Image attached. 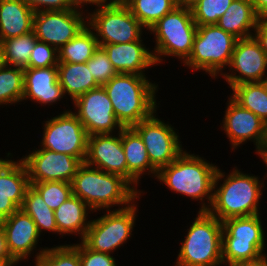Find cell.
I'll return each mask as SVG.
<instances>
[{"instance_id": "cell-18", "label": "cell", "mask_w": 267, "mask_h": 266, "mask_svg": "<svg viewBox=\"0 0 267 266\" xmlns=\"http://www.w3.org/2000/svg\"><path fill=\"white\" fill-rule=\"evenodd\" d=\"M114 134L88 136L84 163L127 180V162L122 146V130Z\"/></svg>"}, {"instance_id": "cell-9", "label": "cell", "mask_w": 267, "mask_h": 266, "mask_svg": "<svg viewBox=\"0 0 267 266\" xmlns=\"http://www.w3.org/2000/svg\"><path fill=\"white\" fill-rule=\"evenodd\" d=\"M96 8L88 13L87 25L96 32L99 45L143 40L146 28L121 0H104Z\"/></svg>"}, {"instance_id": "cell-38", "label": "cell", "mask_w": 267, "mask_h": 266, "mask_svg": "<svg viewBox=\"0 0 267 266\" xmlns=\"http://www.w3.org/2000/svg\"><path fill=\"white\" fill-rule=\"evenodd\" d=\"M58 50L47 43L37 41L30 53L28 67L46 68L58 65Z\"/></svg>"}, {"instance_id": "cell-37", "label": "cell", "mask_w": 267, "mask_h": 266, "mask_svg": "<svg viewBox=\"0 0 267 266\" xmlns=\"http://www.w3.org/2000/svg\"><path fill=\"white\" fill-rule=\"evenodd\" d=\"M87 66L90 68L94 79L100 86H103L118 74L110 62L107 53L100 46L87 61Z\"/></svg>"}, {"instance_id": "cell-39", "label": "cell", "mask_w": 267, "mask_h": 266, "mask_svg": "<svg viewBox=\"0 0 267 266\" xmlns=\"http://www.w3.org/2000/svg\"><path fill=\"white\" fill-rule=\"evenodd\" d=\"M72 246L79 252L81 266H117L111 254L89 249L82 241Z\"/></svg>"}, {"instance_id": "cell-27", "label": "cell", "mask_w": 267, "mask_h": 266, "mask_svg": "<svg viewBox=\"0 0 267 266\" xmlns=\"http://www.w3.org/2000/svg\"><path fill=\"white\" fill-rule=\"evenodd\" d=\"M57 67L59 83L65 96L69 95L72 102L89 90L100 87L88 68L87 62H59Z\"/></svg>"}, {"instance_id": "cell-51", "label": "cell", "mask_w": 267, "mask_h": 266, "mask_svg": "<svg viewBox=\"0 0 267 266\" xmlns=\"http://www.w3.org/2000/svg\"><path fill=\"white\" fill-rule=\"evenodd\" d=\"M267 254H265L264 256H263V258H262V260H261V264L263 265V266H267V256H266Z\"/></svg>"}, {"instance_id": "cell-29", "label": "cell", "mask_w": 267, "mask_h": 266, "mask_svg": "<svg viewBox=\"0 0 267 266\" xmlns=\"http://www.w3.org/2000/svg\"><path fill=\"white\" fill-rule=\"evenodd\" d=\"M230 96L241 107L253 112L267 124V84L265 82L242 83L232 88Z\"/></svg>"}, {"instance_id": "cell-13", "label": "cell", "mask_w": 267, "mask_h": 266, "mask_svg": "<svg viewBox=\"0 0 267 266\" xmlns=\"http://www.w3.org/2000/svg\"><path fill=\"white\" fill-rule=\"evenodd\" d=\"M228 70L231 73L225 72L221 76L230 88L242 83L265 81L267 54L254 36L237 39Z\"/></svg>"}, {"instance_id": "cell-47", "label": "cell", "mask_w": 267, "mask_h": 266, "mask_svg": "<svg viewBox=\"0 0 267 266\" xmlns=\"http://www.w3.org/2000/svg\"><path fill=\"white\" fill-rule=\"evenodd\" d=\"M199 0H179V4L191 8Z\"/></svg>"}, {"instance_id": "cell-31", "label": "cell", "mask_w": 267, "mask_h": 266, "mask_svg": "<svg viewBox=\"0 0 267 266\" xmlns=\"http://www.w3.org/2000/svg\"><path fill=\"white\" fill-rule=\"evenodd\" d=\"M149 30L158 20L179 6V0H121Z\"/></svg>"}, {"instance_id": "cell-21", "label": "cell", "mask_w": 267, "mask_h": 266, "mask_svg": "<svg viewBox=\"0 0 267 266\" xmlns=\"http://www.w3.org/2000/svg\"><path fill=\"white\" fill-rule=\"evenodd\" d=\"M142 41L99 46L105 50L117 73L145 75V70L156 66V62L152 50Z\"/></svg>"}, {"instance_id": "cell-19", "label": "cell", "mask_w": 267, "mask_h": 266, "mask_svg": "<svg viewBox=\"0 0 267 266\" xmlns=\"http://www.w3.org/2000/svg\"><path fill=\"white\" fill-rule=\"evenodd\" d=\"M5 232L6 244L11 257L17 262L27 260L36 250L40 233L32 218L18 209L10 217L0 221Z\"/></svg>"}, {"instance_id": "cell-2", "label": "cell", "mask_w": 267, "mask_h": 266, "mask_svg": "<svg viewBox=\"0 0 267 266\" xmlns=\"http://www.w3.org/2000/svg\"><path fill=\"white\" fill-rule=\"evenodd\" d=\"M147 78L146 75L118 73L103 85L123 128L133 127L158 109L155 98L158 84Z\"/></svg>"}, {"instance_id": "cell-15", "label": "cell", "mask_w": 267, "mask_h": 266, "mask_svg": "<svg viewBox=\"0 0 267 266\" xmlns=\"http://www.w3.org/2000/svg\"><path fill=\"white\" fill-rule=\"evenodd\" d=\"M83 13L72 9L35 12L33 31L37 40L60 49L87 25V14Z\"/></svg>"}, {"instance_id": "cell-49", "label": "cell", "mask_w": 267, "mask_h": 266, "mask_svg": "<svg viewBox=\"0 0 267 266\" xmlns=\"http://www.w3.org/2000/svg\"><path fill=\"white\" fill-rule=\"evenodd\" d=\"M5 65L4 63V58H3V51L2 48L0 46V69Z\"/></svg>"}, {"instance_id": "cell-4", "label": "cell", "mask_w": 267, "mask_h": 266, "mask_svg": "<svg viewBox=\"0 0 267 266\" xmlns=\"http://www.w3.org/2000/svg\"><path fill=\"white\" fill-rule=\"evenodd\" d=\"M218 168L203 157L189 154L184 150L171 164L162 167L156 178L171 191L187 196L193 201L200 200L202 203L199 211H208L213 201Z\"/></svg>"}, {"instance_id": "cell-5", "label": "cell", "mask_w": 267, "mask_h": 266, "mask_svg": "<svg viewBox=\"0 0 267 266\" xmlns=\"http://www.w3.org/2000/svg\"><path fill=\"white\" fill-rule=\"evenodd\" d=\"M222 222L208 211H198L181 241L175 266H220L222 261Z\"/></svg>"}, {"instance_id": "cell-10", "label": "cell", "mask_w": 267, "mask_h": 266, "mask_svg": "<svg viewBox=\"0 0 267 266\" xmlns=\"http://www.w3.org/2000/svg\"><path fill=\"white\" fill-rule=\"evenodd\" d=\"M137 211L135 202L123 209L105 210L100 218L91 220L85 236L80 241L94 251L113 253L132 237Z\"/></svg>"}, {"instance_id": "cell-7", "label": "cell", "mask_w": 267, "mask_h": 266, "mask_svg": "<svg viewBox=\"0 0 267 266\" xmlns=\"http://www.w3.org/2000/svg\"><path fill=\"white\" fill-rule=\"evenodd\" d=\"M148 31L154 35L156 41L152 50L156 65L161 64L162 58L166 56H174L184 63L191 54L197 25L191 8L179 5Z\"/></svg>"}, {"instance_id": "cell-50", "label": "cell", "mask_w": 267, "mask_h": 266, "mask_svg": "<svg viewBox=\"0 0 267 266\" xmlns=\"http://www.w3.org/2000/svg\"><path fill=\"white\" fill-rule=\"evenodd\" d=\"M17 262H0V266H15Z\"/></svg>"}, {"instance_id": "cell-11", "label": "cell", "mask_w": 267, "mask_h": 266, "mask_svg": "<svg viewBox=\"0 0 267 266\" xmlns=\"http://www.w3.org/2000/svg\"><path fill=\"white\" fill-rule=\"evenodd\" d=\"M43 124L41 148L77 157L84 163L88 134L73 111H63Z\"/></svg>"}, {"instance_id": "cell-41", "label": "cell", "mask_w": 267, "mask_h": 266, "mask_svg": "<svg viewBox=\"0 0 267 266\" xmlns=\"http://www.w3.org/2000/svg\"><path fill=\"white\" fill-rule=\"evenodd\" d=\"M253 36L259 42L264 52L267 54V17H262L259 19Z\"/></svg>"}, {"instance_id": "cell-17", "label": "cell", "mask_w": 267, "mask_h": 266, "mask_svg": "<svg viewBox=\"0 0 267 266\" xmlns=\"http://www.w3.org/2000/svg\"><path fill=\"white\" fill-rule=\"evenodd\" d=\"M39 148L21 158L26 165L29 182L63 181L72 183L82 162L77 157L68 154Z\"/></svg>"}, {"instance_id": "cell-6", "label": "cell", "mask_w": 267, "mask_h": 266, "mask_svg": "<svg viewBox=\"0 0 267 266\" xmlns=\"http://www.w3.org/2000/svg\"><path fill=\"white\" fill-rule=\"evenodd\" d=\"M260 215L222 221L223 265L256 263L262 260L266 254L263 252L266 239Z\"/></svg>"}, {"instance_id": "cell-8", "label": "cell", "mask_w": 267, "mask_h": 266, "mask_svg": "<svg viewBox=\"0 0 267 266\" xmlns=\"http://www.w3.org/2000/svg\"><path fill=\"white\" fill-rule=\"evenodd\" d=\"M236 41L217 24L197 26L191 54L183 64L191 71L202 70L216 79L229 66Z\"/></svg>"}, {"instance_id": "cell-43", "label": "cell", "mask_w": 267, "mask_h": 266, "mask_svg": "<svg viewBox=\"0 0 267 266\" xmlns=\"http://www.w3.org/2000/svg\"><path fill=\"white\" fill-rule=\"evenodd\" d=\"M68 7L72 10L83 12L81 8L84 9V5H95L96 7L100 5L104 0H66ZM82 6V7H81ZM82 10V11H81Z\"/></svg>"}, {"instance_id": "cell-22", "label": "cell", "mask_w": 267, "mask_h": 266, "mask_svg": "<svg viewBox=\"0 0 267 266\" xmlns=\"http://www.w3.org/2000/svg\"><path fill=\"white\" fill-rule=\"evenodd\" d=\"M29 186L28 171L22 159L0 175V221L20 209Z\"/></svg>"}, {"instance_id": "cell-34", "label": "cell", "mask_w": 267, "mask_h": 266, "mask_svg": "<svg viewBox=\"0 0 267 266\" xmlns=\"http://www.w3.org/2000/svg\"><path fill=\"white\" fill-rule=\"evenodd\" d=\"M39 250L35 257V266H81L79 252L72 244L45 247Z\"/></svg>"}, {"instance_id": "cell-30", "label": "cell", "mask_w": 267, "mask_h": 266, "mask_svg": "<svg viewBox=\"0 0 267 266\" xmlns=\"http://www.w3.org/2000/svg\"><path fill=\"white\" fill-rule=\"evenodd\" d=\"M20 209L32 218L40 235L43 233L42 231L58 234L54 210L49 208L32 185L28 187Z\"/></svg>"}, {"instance_id": "cell-52", "label": "cell", "mask_w": 267, "mask_h": 266, "mask_svg": "<svg viewBox=\"0 0 267 266\" xmlns=\"http://www.w3.org/2000/svg\"><path fill=\"white\" fill-rule=\"evenodd\" d=\"M264 147L267 149V139H266V143H265V146Z\"/></svg>"}, {"instance_id": "cell-45", "label": "cell", "mask_w": 267, "mask_h": 266, "mask_svg": "<svg viewBox=\"0 0 267 266\" xmlns=\"http://www.w3.org/2000/svg\"><path fill=\"white\" fill-rule=\"evenodd\" d=\"M16 161L0 158V175L5 173Z\"/></svg>"}, {"instance_id": "cell-46", "label": "cell", "mask_w": 267, "mask_h": 266, "mask_svg": "<svg viewBox=\"0 0 267 266\" xmlns=\"http://www.w3.org/2000/svg\"><path fill=\"white\" fill-rule=\"evenodd\" d=\"M256 154L260 156V158L263 160V163L266 164L265 166H267V149L264 147L263 149L259 150Z\"/></svg>"}, {"instance_id": "cell-25", "label": "cell", "mask_w": 267, "mask_h": 266, "mask_svg": "<svg viewBox=\"0 0 267 266\" xmlns=\"http://www.w3.org/2000/svg\"><path fill=\"white\" fill-rule=\"evenodd\" d=\"M259 19L250 0H233L217 25L237 39H242L253 36Z\"/></svg>"}, {"instance_id": "cell-28", "label": "cell", "mask_w": 267, "mask_h": 266, "mask_svg": "<svg viewBox=\"0 0 267 266\" xmlns=\"http://www.w3.org/2000/svg\"><path fill=\"white\" fill-rule=\"evenodd\" d=\"M98 47L95 32L86 25L73 39L58 49V62L86 63Z\"/></svg>"}, {"instance_id": "cell-14", "label": "cell", "mask_w": 267, "mask_h": 266, "mask_svg": "<svg viewBox=\"0 0 267 266\" xmlns=\"http://www.w3.org/2000/svg\"><path fill=\"white\" fill-rule=\"evenodd\" d=\"M73 104L77 110L73 113L82 122L88 136L115 134L123 129L116 119L112 103L103 86L89 90L73 101Z\"/></svg>"}, {"instance_id": "cell-26", "label": "cell", "mask_w": 267, "mask_h": 266, "mask_svg": "<svg viewBox=\"0 0 267 266\" xmlns=\"http://www.w3.org/2000/svg\"><path fill=\"white\" fill-rule=\"evenodd\" d=\"M92 209L77 196H70L56 210H54L55 222L59 235H78L83 239L91 223L88 221V212Z\"/></svg>"}, {"instance_id": "cell-35", "label": "cell", "mask_w": 267, "mask_h": 266, "mask_svg": "<svg viewBox=\"0 0 267 266\" xmlns=\"http://www.w3.org/2000/svg\"><path fill=\"white\" fill-rule=\"evenodd\" d=\"M233 0H199L192 7L193 19L197 26L217 24Z\"/></svg>"}, {"instance_id": "cell-42", "label": "cell", "mask_w": 267, "mask_h": 266, "mask_svg": "<svg viewBox=\"0 0 267 266\" xmlns=\"http://www.w3.org/2000/svg\"><path fill=\"white\" fill-rule=\"evenodd\" d=\"M0 262H16L10 255L7 244L5 232L0 224Z\"/></svg>"}, {"instance_id": "cell-1", "label": "cell", "mask_w": 267, "mask_h": 266, "mask_svg": "<svg viewBox=\"0 0 267 266\" xmlns=\"http://www.w3.org/2000/svg\"><path fill=\"white\" fill-rule=\"evenodd\" d=\"M219 180L224 182L221 184ZM263 187L264 182L259 180L258 175L244 174L237 167L225 175V172L218 168L213 201L208 212L221 222L229 218L260 214L259 202L262 199Z\"/></svg>"}, {"instance_id": "cell-16", "label": "cell", "mask_w": 267, "mask_h": 266, "mask_svg": "<svg viewBox=\"0 0 267 266\" xmlns=\"http://www.w3.org/2000/svg\"><path fill=\"white\" fill-rule=\"evenodd\" d=\"M221 130L229 138L231 149L235 150L248 140L256 145V152L263 149L267 139V124L253 112L241 107L231 97L228 98Z\"/></svg>"}, {"instance_id": "cell-33", "label": "cell", "mask_w": 267, "mask_h": 266, "mask_svg": "<svg viewBox=\"0 0 267 266\" xmlns=\"http://www.w3.org/2000/svg\"><path fill=\"white\" fill-rule=\"evenodd\" d=\"M24 69L4 65L0 69V106L22 102Z\"/></svg>"}, {"instance_id": "cell-44", "label": "cell", "mask_w": 267, "mask_h": 266, "mask_svg": "<svg viewBox=\"0 0 267 266\" xmlns=\"http://www.w3.org/2000/svg\"><path fill=\"white\" fill-rule=\"evenodd\" d=\"M256 14L262 18L267 17V0H250Z\"/></svg>"}, {"instance_id": "cell-48", "label": "cell", "mask_w": 267, "mask_h": 266, "mask_svg": "<svg viewBox=\"0 0 267 266\" xmlns=\"http://www.w3.org/2000/svg\"><path fill=\"white\" fill-rule=\"evenodd\" d=\"M230 266H263V265L261 264V261H259V262H256V263L233 264V265H230Z\"/></svg>"}, {"instance_id": "cell-24", "label": "cell", "mask_w": 267, "mask_h": 266, "mask_svg": "<svg viewBox=\"0 0 267 266\" xmlns=\"http://www.w3.org/2000/svg\"><path fill=\"white\" fill-rule=\"evenodd\" d=\"M34 13L21 0H0V43L33 31Z\"/></svg>"}, {"instance_id": "cell-40", "label": "cell", "mask_w": 267, "mask_h": 266, "mask_svg": "<svg viewBox=\"0 0 267 266\" xmlns=\"http://www.w3.org/2000/svg\"><path fill=\"white\" fill-rule=\"evenodd\" d=\"M34 12L70 10L66 0H21Z\"/></svg>"}, {"instance_id": "cell-32", "label": "cell", "mask_w": 267, "mask_h": 266, "mask_svg": "<svg viewBox=\"0 0 267 266\" xmlns=\"http://www.w3.org/2000/svg\"><path fill=\"white\" fill-rule=\"evenodd\" d=\"M37 41L34 31L3 40L0 46L5 65L22 69L28 68L30 53Z\"/></svg>"}, {"instance_id": "cell-20", "label": "cell", "mask_w": 267, "mask_h": 266, "mask_svg": "<svg viewBox=\"0 0 267 266\" xmlns=\"http://www.w3.org/2000/svg\"><path fill=\"white\" fill-rule=\"evenodd\" d=\"M63 97L65 94L58 80L57 66L24 69L22 102L29 99L41 105H52Z\"/></svg>"}, {"instance_id": "cell-3", "label": "cell", "mask_w": 267, "mask_h": 266, "mask_svg": "<svg viewBox=\"0 0 267 266\" xmlns=\"http://www.w3.org/2000/svg\"><path fill=\"white\" fill-rule=\"evenodd\" d=\"M72 191L74 196L80 198L92 209V212L111 210L110 208L114 206L123 209L137 202L141 196L123 177L85 163L79 166L74 175Z\"/></svg>"}, {"instance_id": "cell-12", "label": "cell", "mask_w": 267, "mask_h": 266, "mask_svg": "<svg viewBox=\"0 0 267 266\" xmlns=\"http://www.w3.org/2000/svg\"><path fill=\"white\" fill-rule=\"evenodd\" d=\"M156 111L132 128L142 138L151 165L159 171L171 164L183 151L179 134L169 122L156 117Z\"/></svg>"}, {"instance_id": "cell-36", "label": "cell", "mask_w": 267, "mask_h": 266, "mask_svg": "<svg viewBox=\"0 0 267 266\" xmlns=\"http://www.w3.org/2000/svg\"><path fill=\"white\" fill-rule=\"evenodd\" d=\"M42 196L50 209L56 210L63 202L73 195L72 183L63 181H45L30 183Z\"/></svg>"}, {"instance_id": "cell-23", "label": "cell", "mask_w": 267, "mask_h": 266, "mask_svg": "<svg viewBox=\"0 0 267 266\" xmlns=\"http://www.w3.org/2000/svg\"><path fill=\"white\" fill-rule=\"evenodd\" d=\"M122 146L127 162V181L142 194L143 191L136 188L141 176L154 174L156 178L158 171L150 163L142 138L132 127L122 129Z\"/></svg>"}]
</instances>
